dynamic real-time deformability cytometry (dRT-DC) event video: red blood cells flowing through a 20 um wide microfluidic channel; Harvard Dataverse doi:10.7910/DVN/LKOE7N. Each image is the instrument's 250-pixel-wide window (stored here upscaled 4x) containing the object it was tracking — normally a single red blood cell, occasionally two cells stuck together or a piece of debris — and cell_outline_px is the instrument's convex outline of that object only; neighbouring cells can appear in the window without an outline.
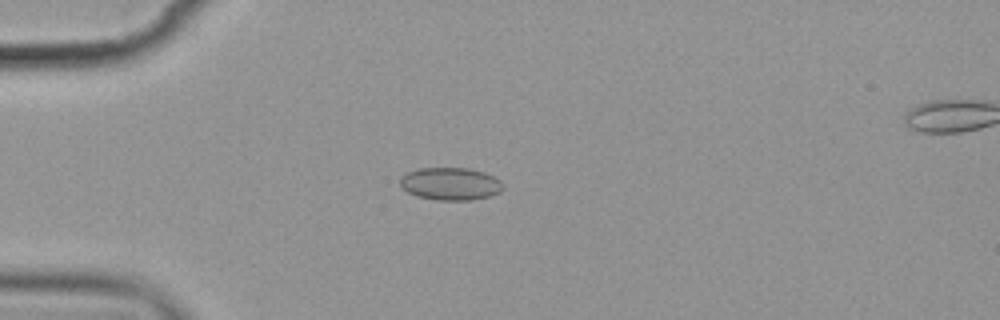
{"species": "common noctule bat (a hibernating species)", "species_latin": "Nyctalus noctula", "temperature_condition": "cold", "stored_images_in_passage": 3, "camera_frame_rate_fps": 3000, "um_per_image_px": 0.085, "animal": {"sex": "female", "body_mass_g": 19.9}, "frame": {"image": 1, "passage_image": 2, "time_ms": 1.333, "image_size_px": [1000, 320], "cell_outline_px": [[504, 188], [500, 192], [492, 196], [472, 200], [436, 200], [416, 196], [408, 192], [400, 184], [400, 176], [408, 172], [420, 168], [468, 168], [484, 172], [500, 180]], "centroid_in_image_um": [38.3, 15.63], "position_along_channel_um": 46.7, "area_um2": 19.65}}